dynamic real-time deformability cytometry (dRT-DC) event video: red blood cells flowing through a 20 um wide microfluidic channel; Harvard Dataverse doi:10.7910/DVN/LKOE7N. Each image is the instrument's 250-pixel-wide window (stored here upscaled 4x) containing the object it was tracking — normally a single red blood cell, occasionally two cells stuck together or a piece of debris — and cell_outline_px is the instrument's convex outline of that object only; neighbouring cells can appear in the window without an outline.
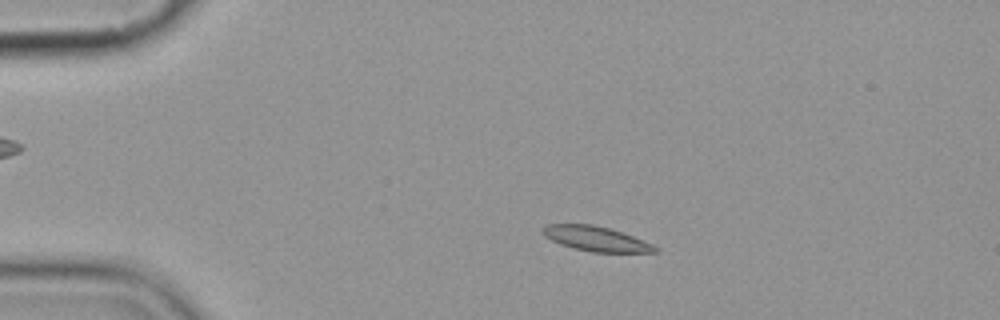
{"species": "common noctule bat (a hibernating species)", "species_latin": "Nyctalus noctula", "temperature_condition": "cold", "stored_images_in_passage": 7, "camera_frame_rate_fps": 3000, "um_per_image_px": 0.085, "animal": {"sex": "female", "body_mass_g": 19.9}, "frame": {"image": 1, "passage_image": 3, "time_ms": 2.333, "image_size_px": [1000, 320], "cell_outline_px": [[660, 252], [592, 252], [572, 248], [560, 244], [544, 236], [540, 232], [540, 228], [548, 224], [592, 224], [608, 228], [632, 236], [652, 244], [660, 248]], "centroid_in_image_um": [50.62, 20.29], "position_along_channel_um": 34.4, "area_um2": 16.24}}
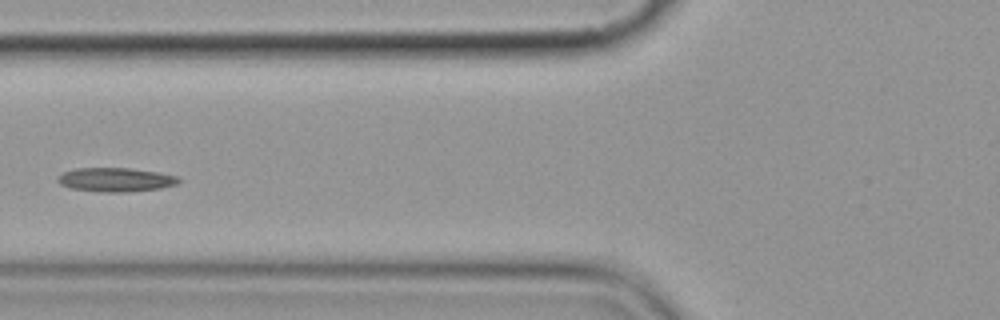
{"frame": {"image": 2, "passage_image": 6, "time_ms": 6.0, "image_size_px": [1000, 320], "cell_outline_px": [[180, 180], [176, 184], [160, 188], [124, 192], [104, 192], [68, 188], [60, 184], [56, 180], [64, 172], [76, 168], [128, 168], [160, 172], [176, 176]], "centroid_in_image_um": [9.81, 15.27], "position_along_channel_um": 116.0, "area_um2": 16.76}}
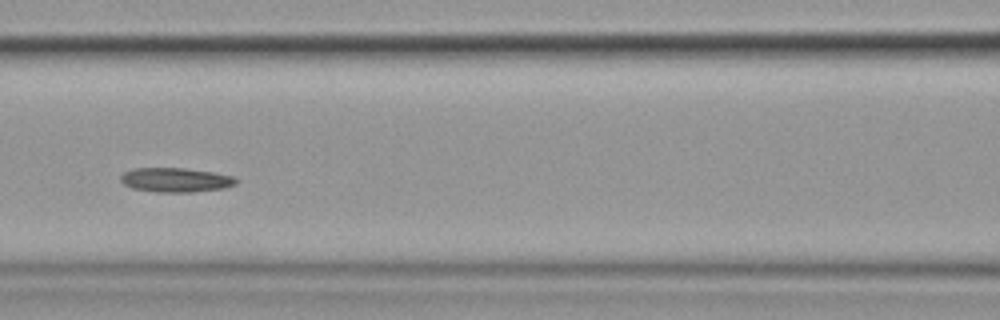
{"frame": {"image": 3, "passage_image": 7, "time_ms": 7.0, "image_size_px": [1000, 320], "cell_outline_px": [[236, 184], [224, 188], [192, 192], [156, 192], [132, 188], [124, 184], [120, 180], [120, 176], [124, 172], [132, 168], [184, 168], [212, 172], [232, 176], [236, 180]], "centroid_in_image_um": [14.89, 15.29], "position_along_channel_um": 151.7, "area_um2": 16.3}}